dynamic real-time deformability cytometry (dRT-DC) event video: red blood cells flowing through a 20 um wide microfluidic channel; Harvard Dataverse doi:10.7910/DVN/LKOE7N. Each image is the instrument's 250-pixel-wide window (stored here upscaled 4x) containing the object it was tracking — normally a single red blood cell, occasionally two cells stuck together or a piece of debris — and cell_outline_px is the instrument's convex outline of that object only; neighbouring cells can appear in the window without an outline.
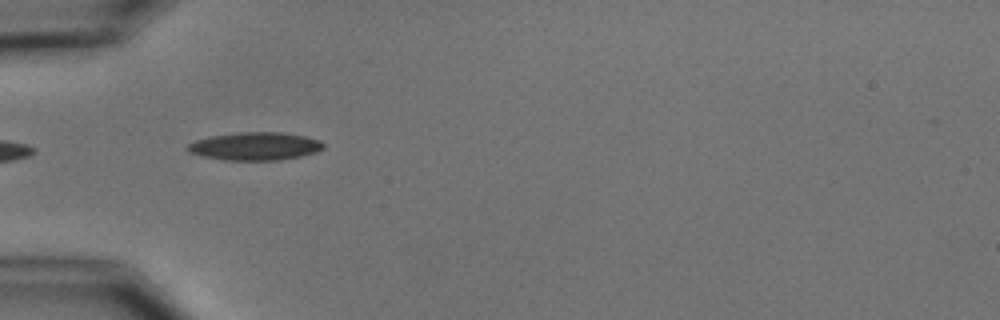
{"species": "common noctule bat (a hibernating species)", "species_latin": "Nyctalus noctula", "temperature_condition": "cold", "stored_images_in_passage": 4, "camera_frame_rate_fps": 3000, "um_per_image_px": 0.085, "animal": {"sex": "male", "body_mass_g": 15.6}, "frame": {"image": 1, "passage_image": 4, "time_ms": 3.333, "image_size_px": [1000, 320], "cell_outline_px": [[324, 148], [316, 152], [300, 156], [280, 160], [224, 160], [204, 156], [188, 152], [184, 148], [188, 144], [196, 140], [212, 136], [240, 132], [280, 132], [304, 136], [320, 140], [324, 144]], "centroid_in_image_um": [21.68, 12.43], "position_along_channel_um": 63.3, "area_um2": 22.08}}